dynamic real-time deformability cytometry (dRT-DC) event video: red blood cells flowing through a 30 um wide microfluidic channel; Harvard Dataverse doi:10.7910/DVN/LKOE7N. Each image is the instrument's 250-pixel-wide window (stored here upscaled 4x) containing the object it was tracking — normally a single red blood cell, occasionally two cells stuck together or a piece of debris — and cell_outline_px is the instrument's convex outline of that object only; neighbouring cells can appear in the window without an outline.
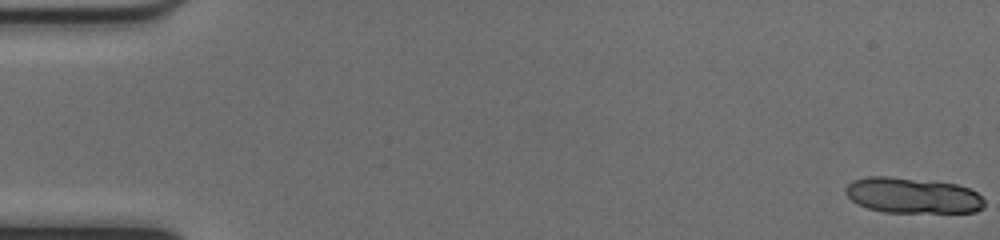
{"species": "common noctule bat (a hibernating species)", "species_latin": "Nyctalus noctula", "temperature_condition": "cold", "stored_images_in_passage": 15, "camera_frame_rate_fps": 3000, "um_per_image_px": 0.085, "animal": {"sex": "female", "body_mass_g": 17.0, "forearm_length_mm": 48.0}, "frame": {"image": 1, "passage_image": 1, "time_ms": 0.0, "image_size_px": [1000, 240], "cell_outline_px": [[984, 208], [976, 212], [884, 212], [868, 208], [852, 200], [844, 192], [844, 188], [852, 180], [868, 176], [888, 176], [956, 184], [968, 188], [976, 192], [984, 200]], "centroid_in_image_um": [77.56, 16.61], "position_along_channel_um": 7.4, "area_um2": 28.73}}